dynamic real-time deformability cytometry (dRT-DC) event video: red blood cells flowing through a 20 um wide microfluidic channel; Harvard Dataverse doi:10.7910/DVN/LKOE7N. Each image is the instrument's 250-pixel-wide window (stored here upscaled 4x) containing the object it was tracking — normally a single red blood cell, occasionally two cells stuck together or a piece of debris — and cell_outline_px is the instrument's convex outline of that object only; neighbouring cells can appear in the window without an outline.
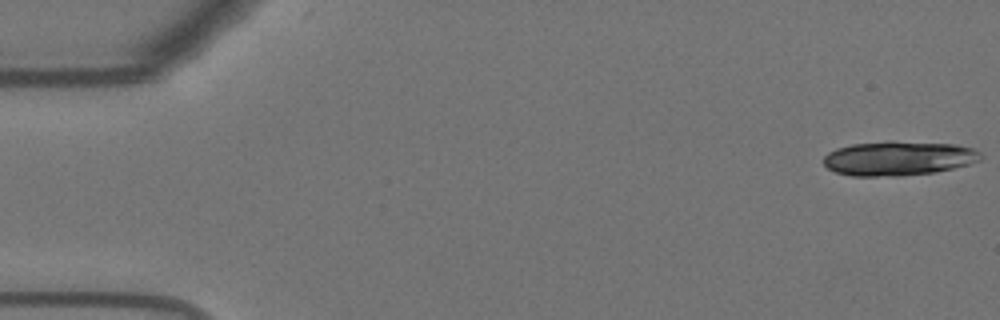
{"species": "Egyptian fruit bat (a non-hibernating species)", "species_latin": "Rousettus aegyptiacus", "temperature_condition": "warm", "stored_images_in_passage": 18, "camera_frame_rate_fps": 3000, "um_per_image_px": 0.085, "animal": {"sex": "female"}, "frame": {"image": 1, "passage_image": 1, "time_ms": 0.0, "image_size_px": [1000, 320], "cell_outline_px": [[984, 156], [980, 160], [968, 164], [952, 168], [932, 172], [900, 176], [852, 176], [836, 172], [828, 168], [824, 164], [824, 156], [828, 152], [836, 148], [852, 144], [888, 140], [892, 140], [952, 144], [972, 148], [980, 152]], "centroid_in_image_um": [76.35, 13.44], "position_along_channel_um": 8.7, "area_um2": 31.62}}